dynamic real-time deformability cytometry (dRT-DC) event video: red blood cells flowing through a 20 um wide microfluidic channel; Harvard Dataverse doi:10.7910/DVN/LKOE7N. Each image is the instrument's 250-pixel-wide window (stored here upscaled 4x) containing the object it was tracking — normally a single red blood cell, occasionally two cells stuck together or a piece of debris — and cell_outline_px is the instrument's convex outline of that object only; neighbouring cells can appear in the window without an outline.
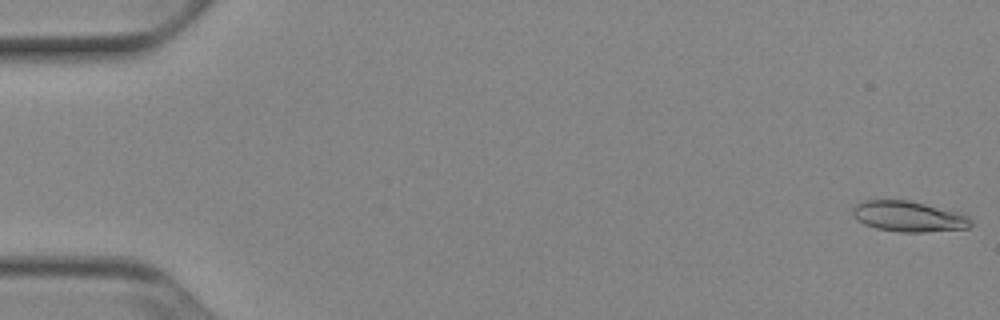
{"species": "Egyptian fruit bat (a non-hibernating species)", "species_latin": "Rousettus aegyptiacus", "temperature_condition": "cold", "stored_images_in_passage": 52, "camera_frame_rate_fps": 3000, "um_per_image_px": 0.085, "animal": {"sex": "female"}, "frame": {"image": 1, "passage_image": 1, "time_ms": 0.0, "image_size_px": [1000, 320], "cell_outline_px": [[972, 224], [968, 228], [924, 232], [900, 232], [876, 228], [864, 224], [856, 220], [852, 216], [852, 208], [856, 204], [864, 200], [908, 200], [956, 212], [968, 216], [972, 220]], "centroid_in_image_um": [77.18, 18.4], "position_along_channel_um": 7.8, "area_um2": 20.98}}
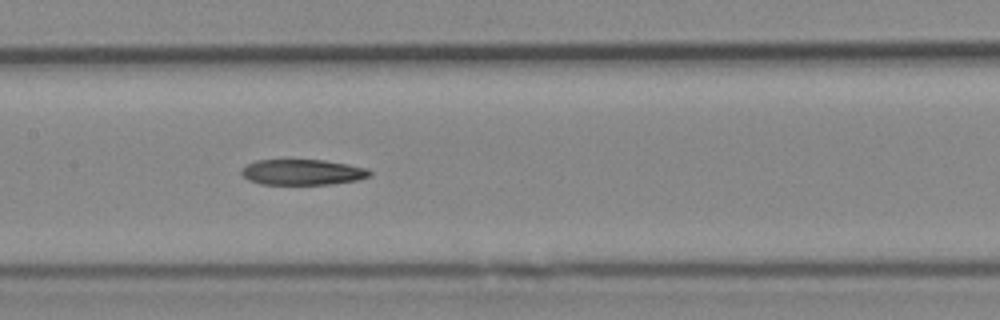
{"frame": {"image": 2, "passage_image": 26, "time_ms": 8.333, "image_size_px": [1000, 320], "cell_outline_px": [[372, 176], [356, 180], [332, 184], [260, 184], [248, 180], [240, 172], [248, 164], [256, 160], [324, 160], [348, 164], [368, 168], [372, 172]], "centroid_in_image_um": [25.75, 14.63], "position_along_channel_um": 181.6, "area_um2": 19.13}}
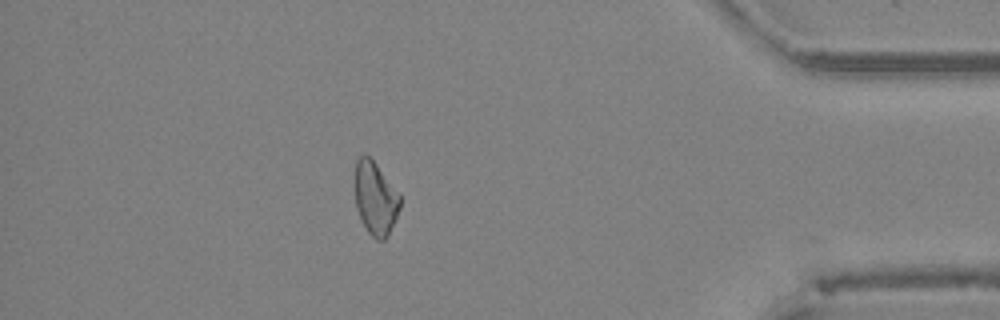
{"frame": {"image": 3, "passage_image": 46, "time_ms": 15.0, "image_size_px": [1000, 320], "cell_outline_px": [[400, 208], [396, 220], [384, 240], [376, 240], [368, 232], [356, 208], [356, 160], [364, 152], [376, 164], [400, 196]], "centroid_in_image_um": [31.91, 16.87], "position_along_channel_um": 403.3, "area_um2": 18.79}, "authors_computed_cell_mechanics": {"area_um2": 20.4323, "velocity_mm_per_s": 3.9122, "shape_relaxation_time_tau1_ms": 7.1659, "shape_relaxation_time_tau2_ms": null, "deformation_change_tau1": 0.1682, "deformation_change_tau2": null}}